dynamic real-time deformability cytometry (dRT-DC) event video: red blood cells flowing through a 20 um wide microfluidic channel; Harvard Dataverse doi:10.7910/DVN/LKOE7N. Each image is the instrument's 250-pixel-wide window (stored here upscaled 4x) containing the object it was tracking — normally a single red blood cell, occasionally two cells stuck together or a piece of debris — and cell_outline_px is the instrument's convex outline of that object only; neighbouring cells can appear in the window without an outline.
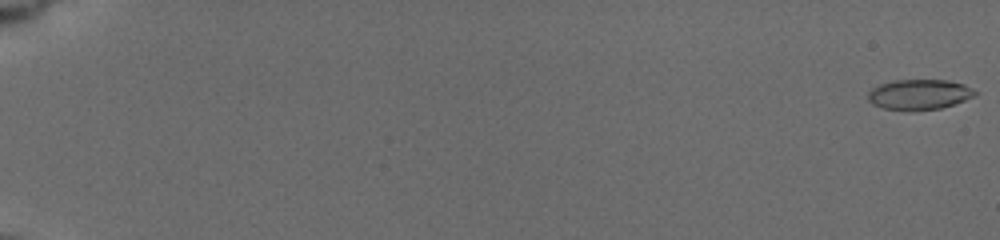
{"species": "common noctule bat (a hibernating species)", "species_latin": "Nyctalus noctula", "temperature_condition": "cold", "stored_images_in_passage": 21, "camera_frame_rate_fps": 3000, "um_per_image_px": 0.085, "animal": {"sex": "female", "body_mass_g": 19.5, "forearm_length_mm": 54.1}, "frame": {"image": 1, "passage_image": 1, "time_ms": 0.0, "image_size_px": [1000, 240], "cell_outline_px": [[976, 96], [940, 108], [884, 108], [872, 104], [868, 100], [868, 92], [872, 88], [880, 84], [892, 80], [948, 80], [964, 84], [972, 88], [976, 92]], "centroid_in_image_um": [78.14, 7.98], "position_along_channel_um": 6.9, "area_um2": 18.26}}
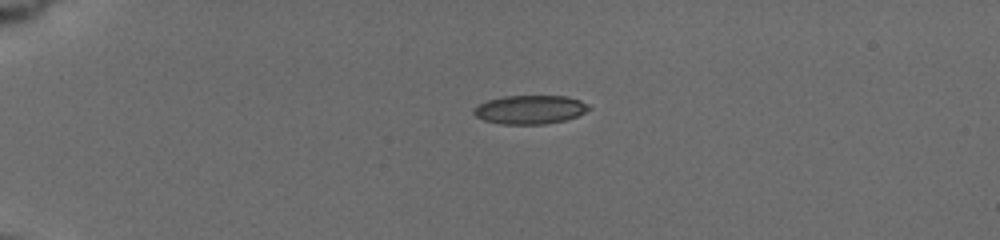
{"frame": {"image": 2, "passage_image": 13, "time_ms": 5.0, "image_size_px": [1000, 240], "cell_outline_px": [[592, 108], [576, 116], [564, 120], [544, 124], [500, 124], [484, 120], [476, 116], [472, 112], [472, 108], [488, 100], [504, 96], [568, 96], [580, 100], [588, 104]], "centroid_in_image_um": [45.04, 9.31], "position_along_channel_um": 40.0, "area_um2": 19.25}}
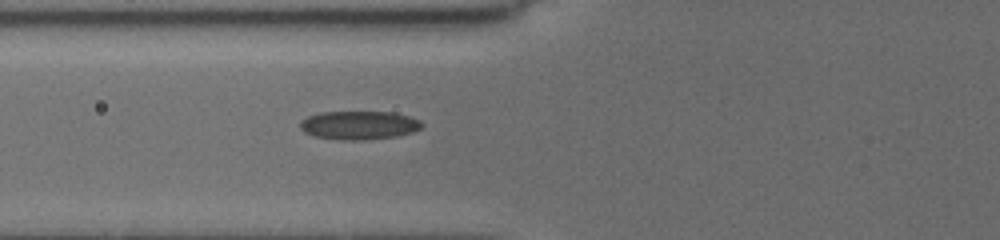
{"frame": {"image": 3, "passage_image": 21, "time_ms": 8.0, "image_size_px": [1000, 240], "cell_outline_px": [[424, 124], [420, 128], [412, 132], [396, 136], [364, 140], [340, 140], [312, 136], [304, 132], [300, 128], [300, 120], [308, 116], [320, 112], [392, 112], [408, 116], [420, 120]], "centroid_in_image_um": [30.48, 10.64], "position_along_channel_um": 95.3, "area_um2": 20.35}}